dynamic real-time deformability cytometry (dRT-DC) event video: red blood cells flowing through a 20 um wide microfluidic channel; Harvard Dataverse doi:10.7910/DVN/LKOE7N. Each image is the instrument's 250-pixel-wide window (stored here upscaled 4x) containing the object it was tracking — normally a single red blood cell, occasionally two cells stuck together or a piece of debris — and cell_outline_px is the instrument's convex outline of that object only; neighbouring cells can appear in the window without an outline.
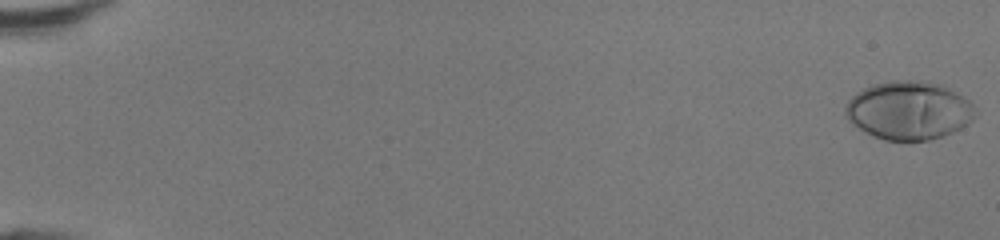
{"species": "human", "species_latin": "Homo sapiens", "temperature_condition": "room temperature", "stored_images_in_passage": 49, "camera_frame_rate_fps": 3000, "um_per_image_px": 0.085, "donor": {"sex": "female"}, "frame": {"image": 1, "passage_image": 1, "time_ms": 0.0, "image_size_px": [1000, 240], "cell_outline_px": [[980, 112], [968, 124], [944, 136], [928, 140], [884, 140], [872, 136], [852, 124], [848, 120], [844, 112], [844, 108], [848, 100], [856, 92], [872, 84], [888, 80], [928, 80], [944, 84], [968, 100]], "centroid_in_image_um": [77.26, 9.36], "position_along_channel_um": 7.7, "area_um2": 44.91}}
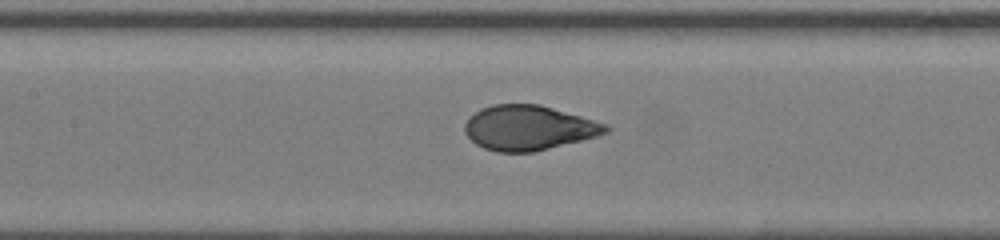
{"frame": {"image": 2, "passage_image": 25, "time_ms": 8.0, "image_size_px": [1000, 240], "cell_outline_px": [[612, 128], [608, 132], [596, 136], [532, 152], [496, 152], [484, 148], [476, 144], [464, 132], [464, 124], [468, 116], [480, 108], [492, 104], [540, 104], [608, 124]], "centroid_in_image_um": [44.9, 10.85], "position_along_channel_um": 162.5, "area_um2": 36.82}}
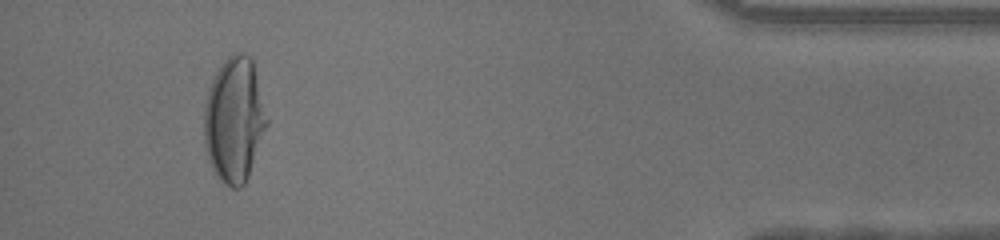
{"frame": {"image": 3, "passage_image": 46, "time_ms": 15.0, "image_size_px": [1000, 240], "cell_outline_px": [[268, 124], [248, 176], [244, 184], [240, 188], [232, 188], [224, 184], [216, 176], [212, 168], [204, 144], [204, 108], [208, 92], [212, 80], [216, 72], [224, 60], [232, 52], [244, 52], [252, 60], [268, 120]], "centroid_in_image_um": [19.9, 10.19], "position_along_channel_um": 415.3, "area_um2": 45.49}, "authors_computed_cell_mechanics": {"area_um2": 38.3214, "velocity_mm_per_s": 4.3438, "shape_relaxation_time_tau1_ms": 4.5422, "shape_relaxation_time_tau2_ms": null, "deformation_change_tau1": 0.2447, "deformation_change_tau2": null}}